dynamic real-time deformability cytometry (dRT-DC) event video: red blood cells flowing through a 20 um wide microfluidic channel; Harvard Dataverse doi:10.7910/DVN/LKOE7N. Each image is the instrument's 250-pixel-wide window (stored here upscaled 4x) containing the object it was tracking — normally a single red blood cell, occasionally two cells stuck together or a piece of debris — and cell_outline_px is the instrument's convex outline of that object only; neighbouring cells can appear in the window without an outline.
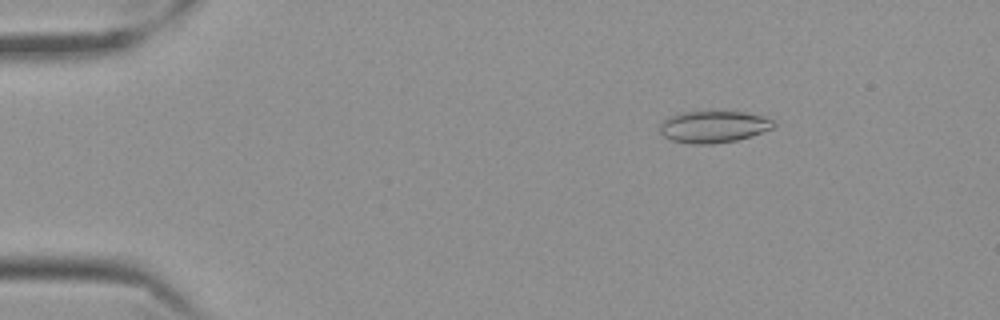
{"species": "Egyptian fruit bat (a non-hibernating species)", "species_latin": "Rousettus aegyptiacus", "temperature_condition": "cold", "stored_images_in_passage": 58, "camera_frame_rate_fps": 3000, "um_per_image_px": 0.085, "frame": {"image": 1, "passage_image": 9, "time_ms": 2.667, "image_size_px": [1000, 320], "cell_outline_px": [[776, 124], [772, 128], [752, 136], [736, 140], [712, 144], [692, 144], [672, 140], [664, 136], [660, 132], [660, 124], [668, 116], [680, 112], [712, 108], [744, 112], [764, 116], [772, 120]], "centroid_in_image_um": [60.64, 10.71], "position_along_channel_um": 24.4, "area_um2": 21.96}}
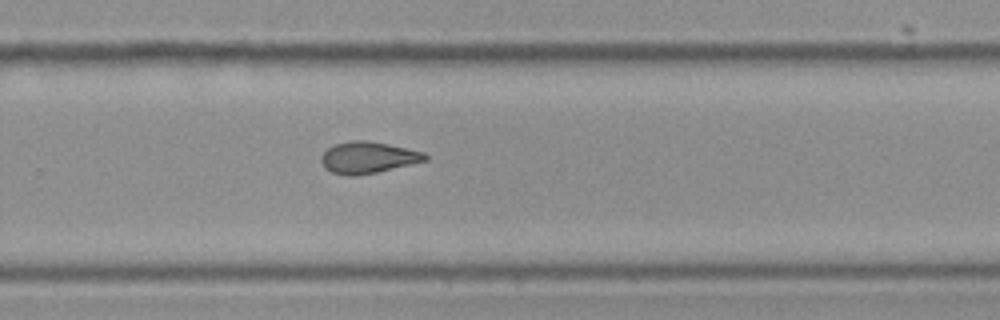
{"frame": {"image": 2, "passage_image": 39, "time_ms": 12.667, "image_size_px": [1000, 320], "cell_outline_px": [[428, 160], [376, 172], [356, 176], [344, 176], [332, 172], [324, 168], [320, 160], [320, 156], [328, 148], [336, 144], [352, 140], [368, 140], [388, 144], [424, 152], [428, 156]], "centroid_in_image_um": [31.25, 13.39], "position_along_channel_um": 298.5, "area_um2": 19.13}}
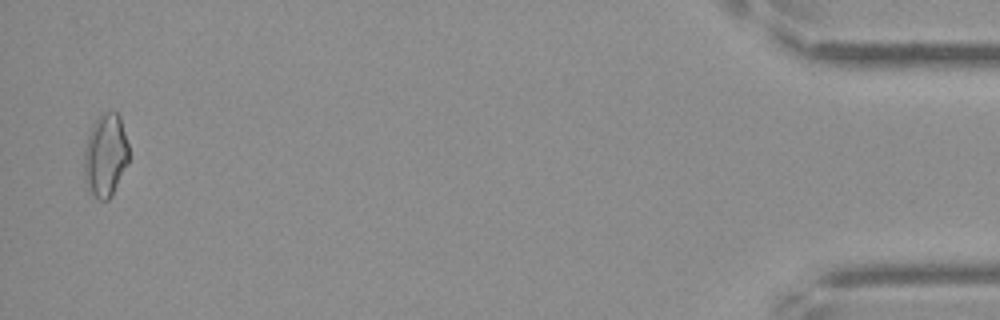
{"frame": {"image": 3, "passage_image": 57, "time_ms": 18.667, "image_size_px": [1000, 320], "cell_outline_px": [[128, 164], [112, 196], [108, 200], [100, 200], [88, 188], [84, 176], [84, 148], [92, 124], [104, 112], [116, 112], [120, 116], [128, 144]], "centroid_in_image_um": [8.97, 13.2], "position_along_channel_um": 426.2, "area_um2": 21.56}, "authors_computed_cell_mechanics": {"area_um2": 19.4208, "velocity_mm_per_s": 3.5231, "shape_relaxation_time_tau1_ms": null, "shape_relaxation_time_tau2_ms": 4.3388, "deformation_change_tau1": null, "deformation_change_tau2": 0.1167}}